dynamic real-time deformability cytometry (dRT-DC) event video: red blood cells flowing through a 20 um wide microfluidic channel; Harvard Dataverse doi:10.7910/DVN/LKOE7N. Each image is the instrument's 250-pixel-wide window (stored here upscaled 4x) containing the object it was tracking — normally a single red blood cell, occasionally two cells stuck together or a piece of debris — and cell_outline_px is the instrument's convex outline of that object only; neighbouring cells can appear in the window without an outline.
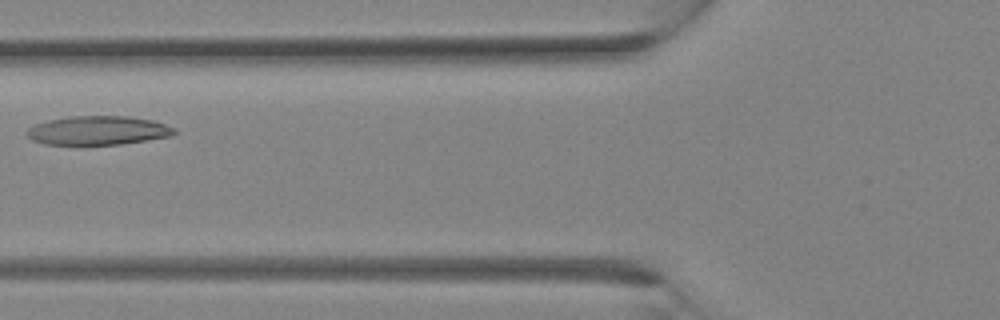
{"species": "Egyptian fruit bat (a non-hibernating species)", "species_latin": "Rousettus aegyptiacus", "temperature_condition": "room temperature", "stored_images_in_passage": 27, "camera_frame_rate_fps": 3000, "um_per_image_px": 0.085, "animal": {"sex": "female"}, "frame": {"image": 1, "passage_image": 7, "time_ms": 2.0, "image_size_px": [1000, 320], "cell_outline_px": [[176, 132], [172, 136], [120, 144], [44, 144], [32, 140], [24, 132], [28, 128], [36, 124], [48, 120], [68, 116], [128, 116], [152, 120], [176, 128]], "centroid_in_image_um": [8.32, 11.08], "position_along_channel_um": 117.5, "area_um2": 24.8}}
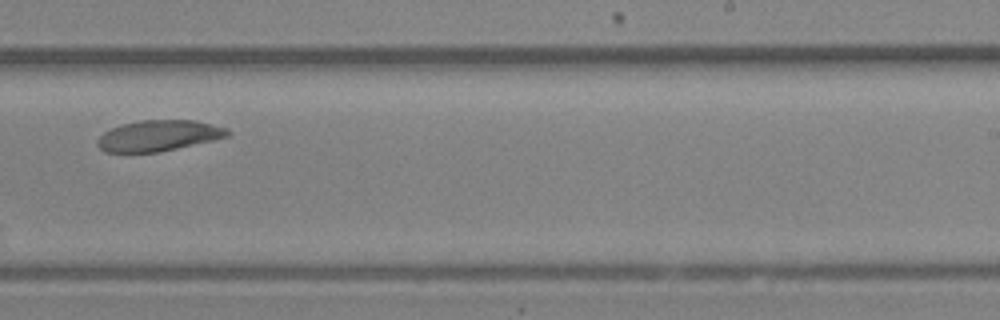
{"frame": {"image": 2, "passage_image": 15, "time_ms": 4.667, "image_size_px": [1000, 320], "cell_outline_px": [[232, 132], [228, 136], [212, 140], [160, 152], [104, 152], [96, 144], [96, 140], [104, 132], [120, 124], [140, 120], [196, 120], [228, 128]], "centroid_in_image_um": [13.47, 11.52], "position_along_channel_um": 275.5, "area_um2": 23.47}}
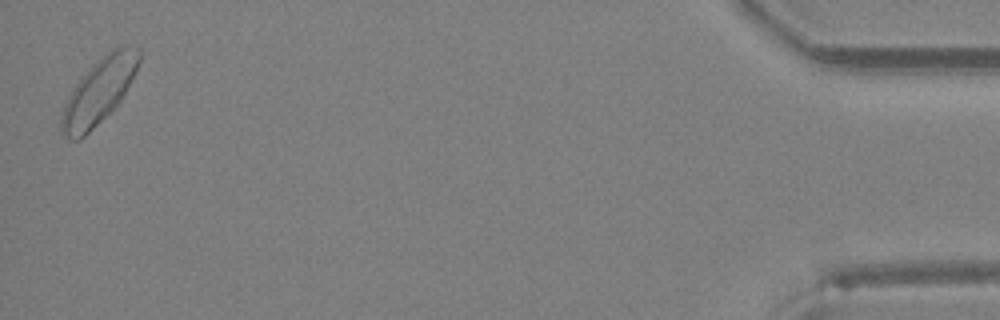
{"frame": {"image": 3, "passage_image": 27, "time_ms": 8.667, "image_size_px": [1000, 320], "cell_outline_px": [[140, 60], [120, 100], [80, 140], [72, 140], [60, 132], [60, 116], [64, 104], [72, 88], [88, 68], [92, 64], [112, 48], [120, 44], [128, 44], [140, 48]], "centroid_in_image_um": [8.37, 7.7], "position_along_channel_um": 426.8, "area_um2": 29.19}}